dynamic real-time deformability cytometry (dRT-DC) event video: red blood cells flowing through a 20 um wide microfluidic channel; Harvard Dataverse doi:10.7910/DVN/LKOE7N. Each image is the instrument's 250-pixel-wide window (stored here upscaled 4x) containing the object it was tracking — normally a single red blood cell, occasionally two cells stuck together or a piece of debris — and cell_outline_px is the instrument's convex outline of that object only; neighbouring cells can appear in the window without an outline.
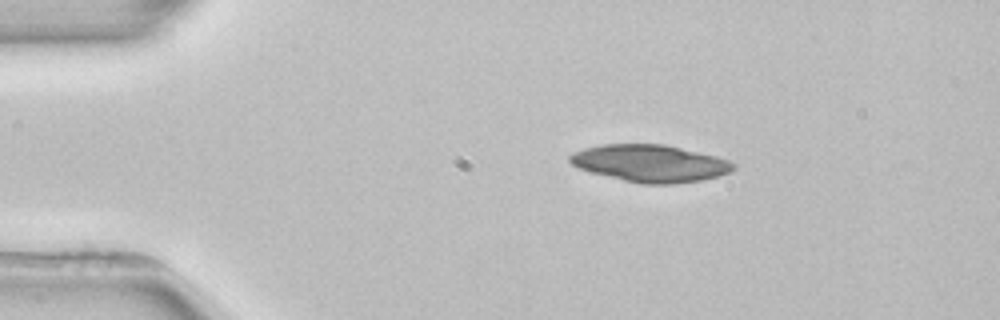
{"species": "common noctule bat (a hibernating species)", "species_latin": "Nyctalus noctula", "temperature_condition": "room temperature", "stored_images_in_passage": 1, "camera_frame_rate_fps": 3000, "um_per_image_px": 0.085, "animal": {"sex": "female", "body_mass_g": 22.7, "forearm_length_mm": 54.2}, "frame": {"image": 1, "passage_image": 1, "time_ms": 0.0, "image_size_px": [1000, 320], "cell_outline_px": [[736, 168], [732, 172], [720, 176], [700, 180], [672, 184], [644, 184], [624, 180], [592, 172], [580, 168], [572, 164], [568, 160], [568, 156], [572, 152], [584, 148], [600, 144], [664, 144], [716, 156], [728, 160], [736, 164]], "centroid_in_image_um": [55.28, 13.88], "position_along_channel_um": 29.7, "area_um2": 35.43}}